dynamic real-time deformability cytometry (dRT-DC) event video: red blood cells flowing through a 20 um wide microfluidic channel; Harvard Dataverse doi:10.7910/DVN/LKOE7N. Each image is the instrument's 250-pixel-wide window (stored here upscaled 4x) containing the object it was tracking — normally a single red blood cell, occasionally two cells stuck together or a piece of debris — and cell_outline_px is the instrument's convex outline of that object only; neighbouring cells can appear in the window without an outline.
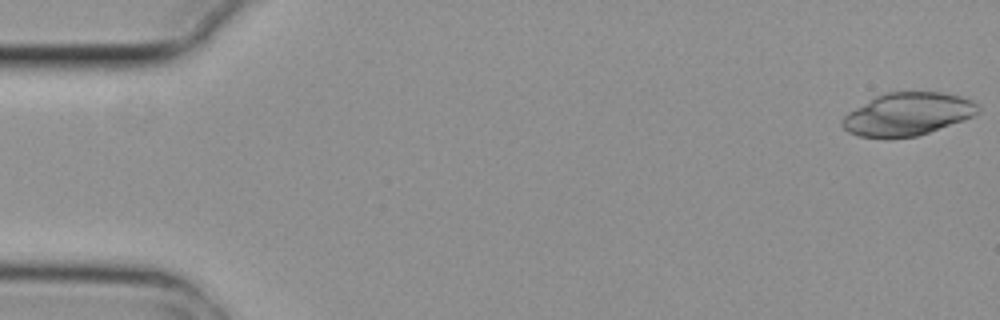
{"species": "common noctule bat (a hibernating species)", "species_latin": "Nyctalus noctula", "temperature_condition": "cold", "stored_images_in_passage": 5, "camera_frame_rate_fps": 3000, "um_per_image_px": 0.085, "animal": {"sex": "female", "body_mass_g": 29.2, "forearm_length_mm": 56.3}, "frame": {"image": 1, "passage_image": 1, "time_ms": 0.0, "image_size_px": [1000, 320], "cell_outline_px": [[980, 112], [964, 120], [916, 136], [860, 136], [848, 132], [840, 124], [840, 120], [848, 112], [876, 96], [884, 92], [940, 92], [960, 96], [972, 100], [980, 108]], "centroid_in_image_um": [77.15, 9.67], "position_along_channel_um": 7.8, "area_um2": 33.35}}